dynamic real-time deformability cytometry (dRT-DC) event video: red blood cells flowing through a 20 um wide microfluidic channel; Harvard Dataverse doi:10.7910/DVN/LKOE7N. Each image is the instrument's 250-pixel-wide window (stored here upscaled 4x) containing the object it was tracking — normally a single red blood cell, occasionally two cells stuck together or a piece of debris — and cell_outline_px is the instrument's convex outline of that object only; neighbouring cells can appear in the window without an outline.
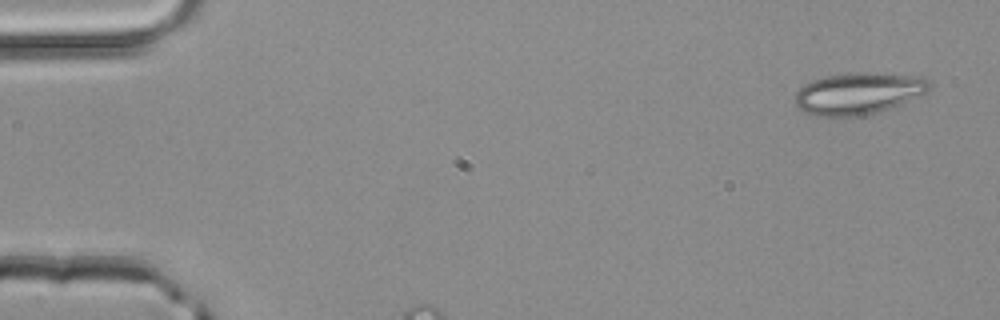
{"species": "common noctule bat (a hibernating species)", "species_latin": "Nyctalus noctula", "temperature_condition": "room temperature", "stored_images_in_passage": 3, "camera_frame_rate_fps": 3000, "um_per_image_px": 0.085, "animal": {"sex": "male", "body_mass_g": 20.4}, "frame": {"image": 1, "passage_image": 1, "time_ms": 0.0, "image_size_px": [1000, 320], "cell_outline_px": [[932, 88], [900, 104], [880, 112], [860, 116], [816, 116], [804, 112], [796, 104], [796, 92], [804, 84], [812, 80], [824, 76], [864, 72], [876, 72], [908, 76], [928, 80], [932, 84]], "centroid_in_image_um": [72.92, 7.95], "position_along_channel_um": 12.1, "area_um2": 32.31}}